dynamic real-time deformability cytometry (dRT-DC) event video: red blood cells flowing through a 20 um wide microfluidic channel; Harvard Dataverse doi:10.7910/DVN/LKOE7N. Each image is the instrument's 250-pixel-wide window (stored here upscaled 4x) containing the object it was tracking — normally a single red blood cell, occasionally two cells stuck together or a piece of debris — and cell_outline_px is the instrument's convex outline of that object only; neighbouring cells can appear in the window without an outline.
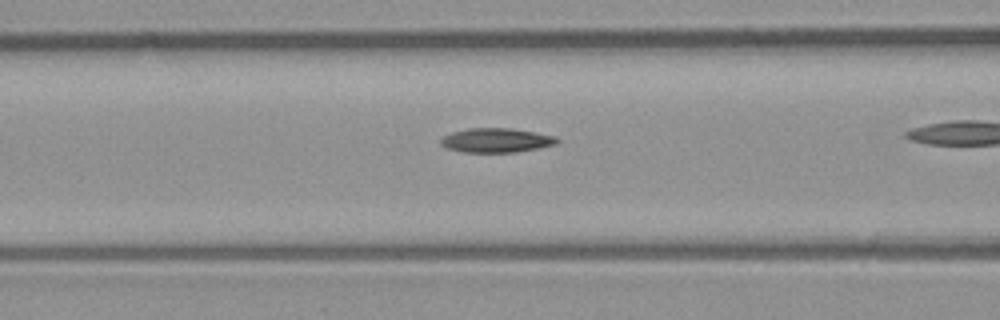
{"species": "common noctule bat (a hibernating species)", "species_latin": "Nyctalus noctula", "temperature_condition": "room temperature", "stored_images_in_passage": 32, "camera_frame_rate_fps": 3000, "um_per_image_px": 0.085, "animal": {"sex": "male", "body_mass_g": 23.1, "forearm_length_mm": 52.7}, "frame": {"image": 1, "passage_image": 10, "time_ms": 3.0, "image_size_px": [1000, 320], "cell_outline_px": [[560, 140], [556, 144], [516, 152], [464, 152], [448, 148], [440, 144], [440, 140], [444, 136], [452, 132], [468, 128], [512, 128], [536, 132], [556, 136]], "centroid_in_image_um": [42.2, 11.91], "position_along_channel_um": 124.4, "area_um2": 16.42}}
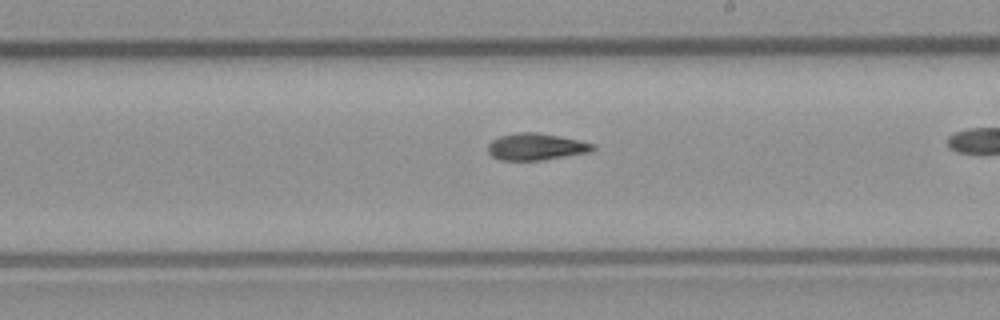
{"frame": {"image": 2, "passage_image": 19, "time_ms": 6.0, "image_size_px": [1000, 320], "cell_outline_px": [[596, 148], [588, 152], [540, 160], [500, 160], [492, 156], [488, 152], [488, 144], [492, 140], [500, 136], [516, 132], [536, 132], [580, 140], [596, 144]], "centroid_in_image_um": [45.55, 12.46], "position_along_channel_um": 243.5, "area_um2": 16.3}, "authors_computed_cell_mechanics": {"area_um2": 16.473, "velocity_mm_per_s": 3.9617, "shape_relaxation_time_tau1_ms": null, "shape_relaxation_time_tau2_ms": 4.3949, "deformation_change_tau1": null, "deformation_change_tau2": 0.1157}}